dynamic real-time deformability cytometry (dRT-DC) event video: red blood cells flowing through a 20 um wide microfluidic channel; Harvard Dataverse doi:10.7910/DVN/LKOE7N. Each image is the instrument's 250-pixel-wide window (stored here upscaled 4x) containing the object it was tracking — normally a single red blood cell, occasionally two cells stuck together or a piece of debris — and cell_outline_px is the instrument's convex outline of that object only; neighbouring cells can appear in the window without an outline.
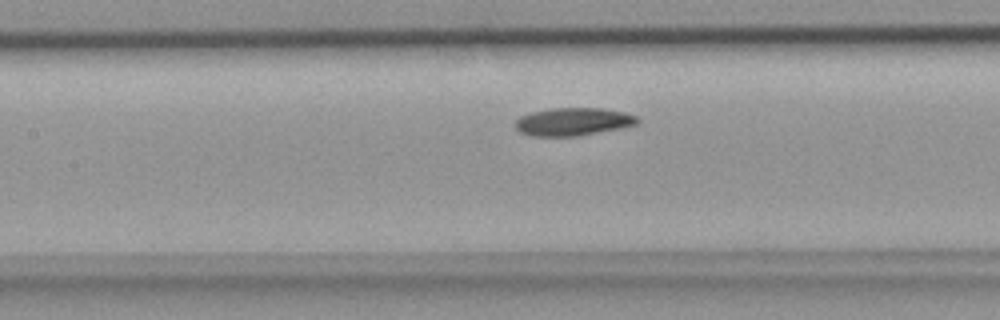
{"species": "common noctule bat (a hibernating species)", "species_latin": "Nyctalus noctula", "temperature_condition": "room temperature", "stored_images_in_passage": 7, "camera_frame_rate_fps": 3000, "um_per_image_px": 0.085, "animal": {"sex": "female", "body_mass_g": 18.4}, "frame": {"image": 1, "passage_image": 7, "time_ms": 2.0, "image_size_px": [1000, 320], "cell_outline_px": [[640, 120], [636, 124], [620, 128], [576, 136], [532, 136], [520, 132], [516, 128], [516, 120], [520, 116], [532, 112], [548, 108], [604, 108], [624, 112], [636, 116]], "centroid_in_image_um": [48.7, 10.33], "position_along_channel_um": 158.7, "area_um2": 19.77}}